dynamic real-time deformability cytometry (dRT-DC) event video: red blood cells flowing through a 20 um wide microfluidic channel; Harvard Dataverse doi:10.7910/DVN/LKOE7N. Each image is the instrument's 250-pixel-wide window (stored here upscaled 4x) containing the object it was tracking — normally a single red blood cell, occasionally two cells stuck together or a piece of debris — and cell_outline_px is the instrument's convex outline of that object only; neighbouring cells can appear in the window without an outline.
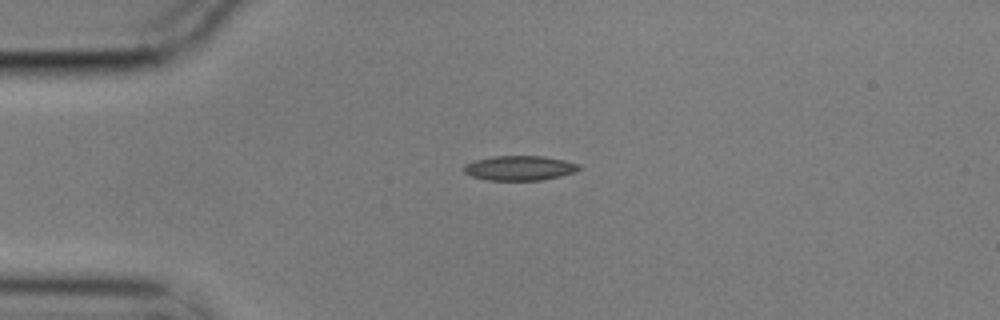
{"species": "common noctule bat (a hibernating species)", "species_latin": "Nyctalus noctula", "temperature_condition": "cold", "stored_images_in_passage": 2, "camera_frame_rate_fps": 3000, "um_per_image_px": 0.085, "animal": {"sex": "male", "body_mass_g": 17.9}, "frame": {"image": 1, "passage_image": 1, "time_ms": 0.0, "image_size_px": [1000, 320], "cell_outline_px": [[580, 168], [572, 172], [560, 176], [540, 180], [488, 180], [472, 176], [464, 172], [464, 164], [476, 160], [492, 156], [544, 156], [564, 160], [580, 164]], "centroid_in_image_um": [44.15, 14.28], "position_along_channel_um": 40.9, "area_um2": 16.42}}
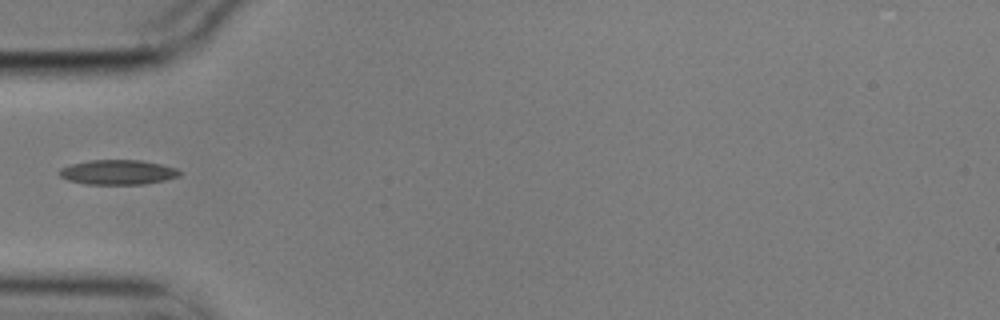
{"frame": {"image": 2, "passage_image": 2, "time_ms": 0.333, "image_size_px": [1000, 320], "cell_outline_px": [[180, 176], [164, 180], [144, 184], [84, 184], [68, 180], [60, 176], [56, 172], [60, 168], [72, 164], [88, 160], [140, 160], [160, 164], [176, 168], [180, 172]], "centroid_in_image_um": [9.97, 14.64], "position_along_channel_um": 75.0, "area_um2": 17.34}}